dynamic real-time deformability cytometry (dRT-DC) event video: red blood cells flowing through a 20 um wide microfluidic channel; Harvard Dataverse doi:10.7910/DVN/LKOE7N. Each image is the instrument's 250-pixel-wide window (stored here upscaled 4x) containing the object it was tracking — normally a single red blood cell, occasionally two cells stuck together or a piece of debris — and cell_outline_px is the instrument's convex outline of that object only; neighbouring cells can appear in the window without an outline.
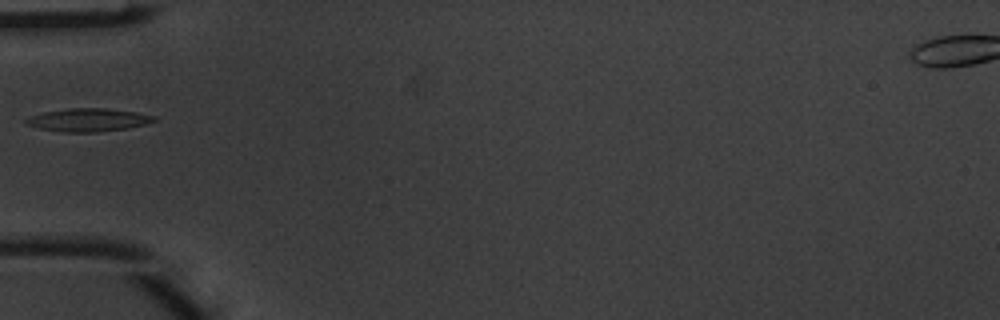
{"species": "common noctule bat (a hibernating species)", "species_latin": "Nyctalus noctula", "temperature_condition": "warm", "stored_images_in_passage": 5, "camera_frame_rate_fps": 3000, "um_per_image_px": 0.085, "animal": {"sex": "male", "body_mass_g": 20.1, "forearm_length_mm": 53.5}, "frame": {"image": 1, "passage_image": 5, "time_ms": 1.333, "image_size_px": [1000, 320], "cell_outline_px": [[156, 120], [148, 124], [128, 128], [96, 132], [64, 132], [40, 128], [24, 124], [24, 120], [32, 116], [44, 112], [68, 108], [104, 108], [136, 112], [156, 116]], "centroid_in_image_um": [7.53, 10.19], "position_along_channel_um": 77.5, "area_um2": 17.17}}